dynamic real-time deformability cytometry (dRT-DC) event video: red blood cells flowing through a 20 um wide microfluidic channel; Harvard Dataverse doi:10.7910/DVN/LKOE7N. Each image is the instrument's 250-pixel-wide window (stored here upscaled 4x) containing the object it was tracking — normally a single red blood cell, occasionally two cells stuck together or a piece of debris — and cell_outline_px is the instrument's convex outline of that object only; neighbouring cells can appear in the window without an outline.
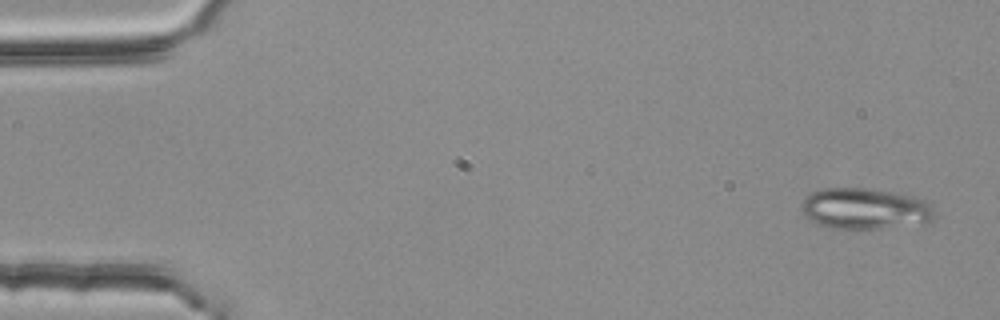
{"species": "common noctule bat (a hibernating species)", "species_latin": "Nyctalus noctula", "temperature_condition": "room temperature", "stored_images_in_passage": 4, "camera_frame_rate_fps": 3000, "um_per_image_px": 0.085, "animal": {"sex": "female", "body_mass_g": 25.1}, "frame": {"image": 1, "passage_image": 1, "time_ms": 0.0, "image_size_px": [1000, 320], "cell_outline_px": [[936, 220], [924, 224], [880, 228], [828, 228], [816, 224], [804, 216], [800, 208], [800, 204], [804, 196], [820, 188], [864, 188], [896, 192], [916, 196], [924, 200], [932, 208], [936, 216]], "centroid_in_image_um": [73.51, 17.73], "position_along_channel_um": 11.5, "area_um2": 32.48}}